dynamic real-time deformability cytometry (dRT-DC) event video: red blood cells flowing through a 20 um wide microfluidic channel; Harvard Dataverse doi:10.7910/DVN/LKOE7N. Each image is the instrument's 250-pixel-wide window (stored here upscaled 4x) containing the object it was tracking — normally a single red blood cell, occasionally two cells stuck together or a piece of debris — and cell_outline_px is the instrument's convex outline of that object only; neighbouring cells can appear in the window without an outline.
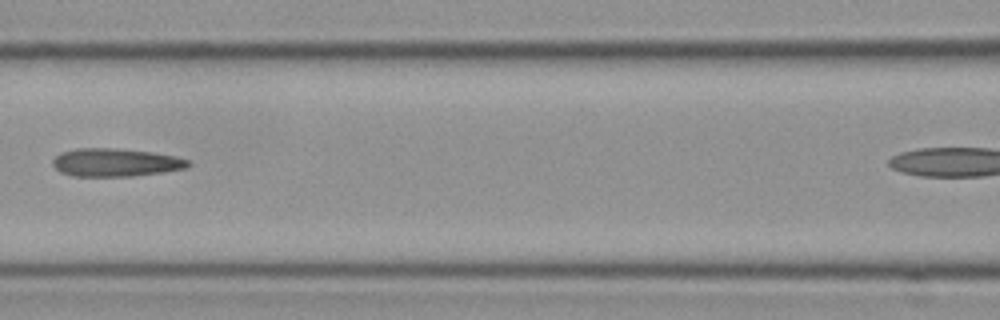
{"species": "Egyptian fruit bat (a non-hibernating species)", "species_latin": "Rousettus aegyptiacus", "temperature_condition": "cold", "stored_images_in_passage": 6, "segment_of_instrument_passage": [1, 2], "camera_frame_rate_fps": 3000, "um_per_image_px": 0.085, "frame": {"image": 1, "passage_image": 5, "time_ms": 1.333, "image_size_px": [1000, 320], "cell_outline_px": [[192, 164], [184, 168], [160, 172], [132, 176], [72, 176], [60, 172], [52, 164], [52, 160], [60, 152], [76, 148], [116, 148], [152, 152], [176, 156], [188, 160]], "centroid_in_image_um": [9.78, 13.8], "position_along_channel_um": 156.8, "area_um2": 22.14}}